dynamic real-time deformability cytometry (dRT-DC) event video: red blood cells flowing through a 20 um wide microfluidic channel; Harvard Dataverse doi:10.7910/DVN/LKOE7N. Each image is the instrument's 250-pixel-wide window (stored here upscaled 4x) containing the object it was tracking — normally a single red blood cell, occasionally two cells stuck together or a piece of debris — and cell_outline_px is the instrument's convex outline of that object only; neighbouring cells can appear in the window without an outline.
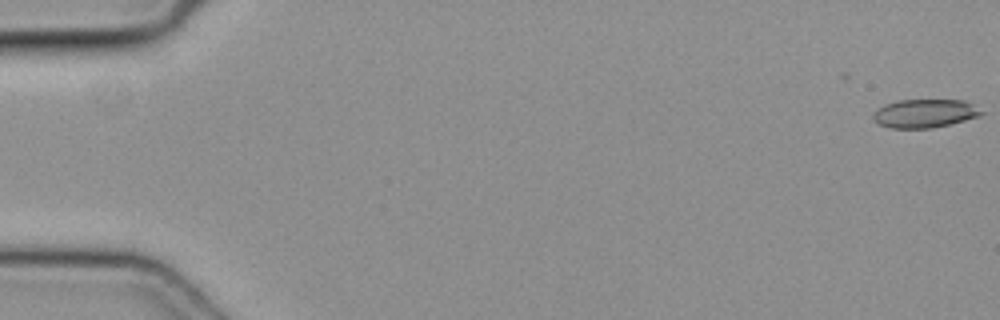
{"species": "common noctule bat (a hibernating species)", "species_latin": "Nyctalus noctula", "temperature_condition": "cold", "stored_images_in_passage": 2, "camera_frame_rate_fps": 3000, "um_per_image_px": 0.085, "animal": {"sex": "female", "body_mass_g": 19.3, "forearm_length_mm": 54.1}, "frame": {"image": 1, "passage_image": 2, "time_ms": 0.333, "image_size_px": [1000, 320], "cell_outline_px": [[984, 112], [980, 116], [932, 128], [888, 128], [872, 120], [872, 116], [884, 104], [900, 100], [964, 100], [972, 104]], "centroid_in_image_um": [78.59, 9.64], "position_along_channel_um": 6.4, "area_um2": 17.8}}